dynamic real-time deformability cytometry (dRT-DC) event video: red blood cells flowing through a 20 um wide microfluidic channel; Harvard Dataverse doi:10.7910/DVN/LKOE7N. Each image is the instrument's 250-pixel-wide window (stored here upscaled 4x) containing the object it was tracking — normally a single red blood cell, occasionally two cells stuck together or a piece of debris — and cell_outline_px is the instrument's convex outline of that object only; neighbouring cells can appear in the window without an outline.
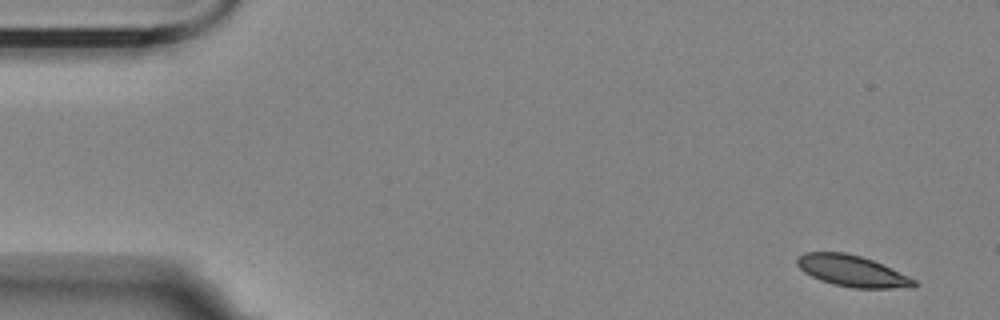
{"species": "Egyptian fruit bat (a non-hibernating species)", "species_latin": "Rousettus aegyptiacus", "temperature_condition": "room temperature", "stored_images_in_passage": 6, "camera_frame_rate_fps": 3000, "um_per_image_px": 0.085, "animal": {"sex": "female"}, "frame": {"image": 1, "passage_image": 1, "time_ms": 0.0, "image_size_px": [1000, 320], "cell_outline_px": [[920, 284], [912, 288], [852, 288], [832, 284], [820, 280], [804, 272], [796, 264], [796, 260], [804, 252], [844, 252], [860, 256], [872, 260], [908, 276], [916, 280]], "centroid_in_image_um": [72.45, 23.05], "position_along_channel_um": 12.6, "area_um2": 21.27}}